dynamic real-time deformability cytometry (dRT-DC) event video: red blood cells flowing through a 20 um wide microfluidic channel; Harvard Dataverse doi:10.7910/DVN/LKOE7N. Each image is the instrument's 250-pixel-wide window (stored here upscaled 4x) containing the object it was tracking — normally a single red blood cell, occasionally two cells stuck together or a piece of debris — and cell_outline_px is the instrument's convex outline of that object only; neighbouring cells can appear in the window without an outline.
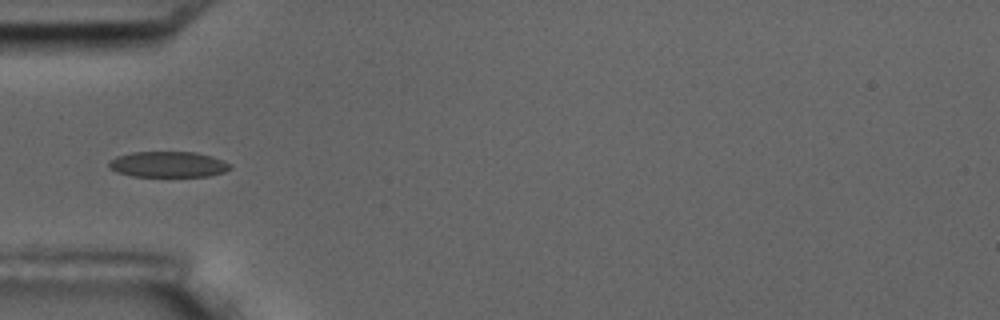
{"species": "common noctule bat (a hibernating species)", "species_latin": "Nyctalus noctula", "temperature_condition": "room temperature", "stored_images_in_passage": 16, "camera_frame_rate_fps": 3000, "um_per_image_px": 0.085, "animal": {"sex": "male", "body_mass_g": 17.5, "forearm_length_mm": 52.3}, "frame": {"image": 1, "passage_image": 5, "time_ms": 4.667, "image_size_px": [1000, 320], "cell_outline_px": [[232, 168], [224, 172], [208, 176], [132, 176], [116, 172], [108, 168], [108, 160], [116, 156], [132, 152], [196, 152], [212, 156], [232, 164]], "centroid_in_image_um": [14.27, 13.97], "position_along_channel_um": 70.7, "area_um2": 18.38}}
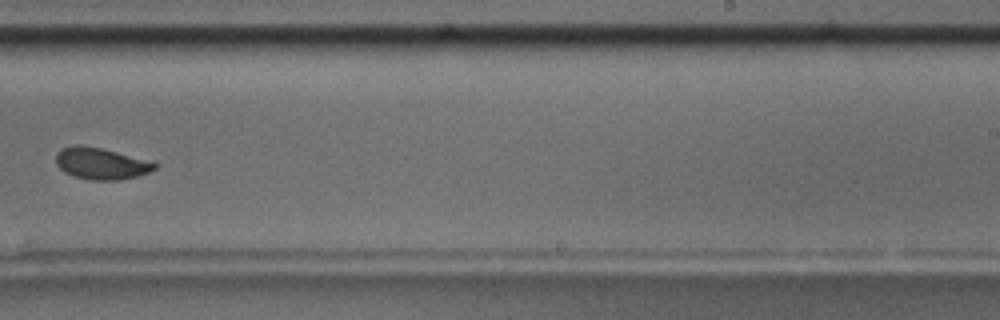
{"frame": {"image": 2, "passage_image": 10, "time_ms": 10.667, "image_size_px": [1000, 320], "cell_outline_px": [[156, 168], [148, 172], [136, 176], [120, 180], [92, 180], [76, 176], [64, 172], [56, 164], [56, 152], [64, 148], [76, 144], [80, 144], [100, 148], [116, 152], [156, 164]], "centroid_in_image_um": [8.51, 13.9], "position_along_channel_um": 280.5, "area_um2": 17.69}, "authors_computed_cell_mechanics": {"area_um2": 18.2648, "velocity_mm_per_s": 3.5058, "shape_relaxation_time_tau1_ms": 4.89, "shape_relaxation_time_tau2_ms": null, "deformation_change_tau1": 0.1049, "deformation_change_tau2": null}}